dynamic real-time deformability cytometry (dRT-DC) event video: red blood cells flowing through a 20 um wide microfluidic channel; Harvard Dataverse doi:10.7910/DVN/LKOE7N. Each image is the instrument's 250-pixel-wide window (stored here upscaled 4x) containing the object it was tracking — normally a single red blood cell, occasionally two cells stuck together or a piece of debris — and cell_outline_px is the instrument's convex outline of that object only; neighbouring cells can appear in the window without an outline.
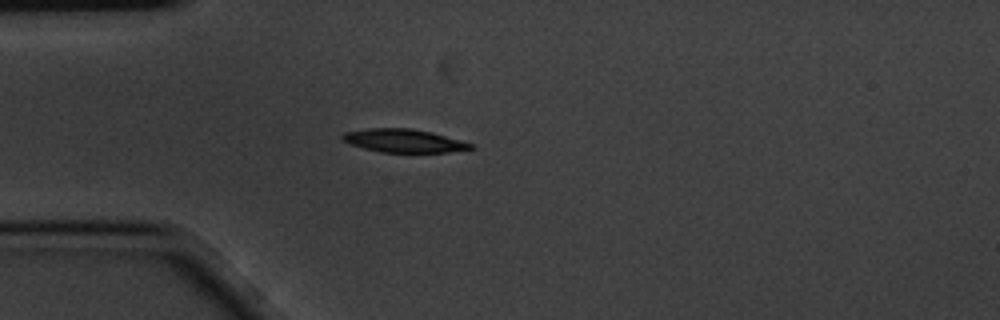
{"species": "common noctule bat (a hibernating species)", "species_latin": "Nyctalus noctula", "temperature_condition": "cold", "stored_images_in_passage": 3, "camera_frame_rate_fps": 3000, "um_per_image_px": 0.085, "animal": {"sex": "male", "body_mass_g": 20.1, "forearm_length_mm": 53.5}, "frame": {"image": 1, "passage_image": 3, "time_ms": 0.667, "image_size_px": [1000, 320], "cell_outline_px": [[476, 148], [448, 152], [380, 152], [348, 144], [340, 136], [344, 132], [368, 128], [412, 128], [432, 132], [476, 144]], "centroid_in_image_um": [34.35, 11.96], "position_along_channel_um": 50.6, "area_um2": 17.57}}